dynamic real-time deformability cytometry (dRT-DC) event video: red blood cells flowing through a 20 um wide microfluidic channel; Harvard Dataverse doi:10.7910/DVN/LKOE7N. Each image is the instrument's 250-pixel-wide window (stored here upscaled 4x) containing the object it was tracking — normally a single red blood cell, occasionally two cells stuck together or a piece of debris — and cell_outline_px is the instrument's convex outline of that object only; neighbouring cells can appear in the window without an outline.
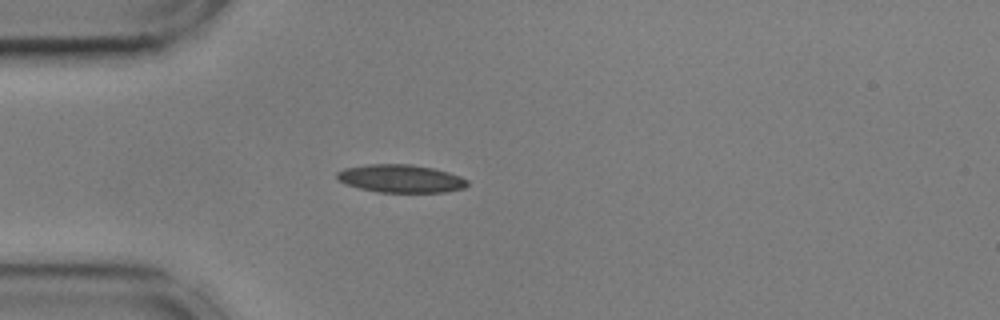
{"species": "common noctule bat (a hibernating species)", "species_latin": "Nyctalus noctula", "temperature_condition": "cold", "stored_images_in_passage": 41, "camera_frame_rate_fps": 3000, "um_per_image_px": 0.085, "animal": {"sex": "male", "body_mass_g": 17.9, "forearm_length_mm": 54.2}, "frame": {"image": 1, "passage_image": 1, "time_ms": 0.0, "image_size_px": [1000, 320], "cell_outline_px": [[468, 184], [464, 188], [448, 192], [376, 192], [360, 188], [336, 180], [336, 172], [344, 168], [368, 164], [412, 164], [432, 168], [448, 172], [460, 176], [468, 180]], "centroid_in_image_um": [34.06, 15.18], "position_along_channel_um": 50.9, "area_um2": 21.33}}
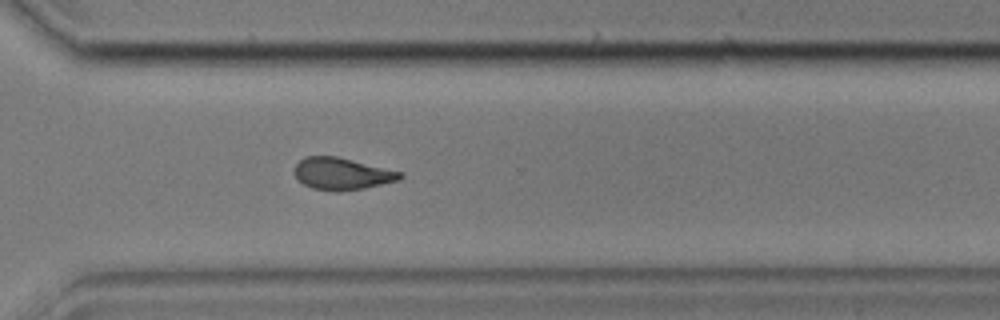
{"frame": {"image": 2, "passage_image": 26, "time_ms": 8.333, "image_size_px": [1000, 320], "cell_outline_px": [[404, 176], [400, 180], [364, 188], [336, 192], [312, 188], [304, 184], [292, 172], [296, 164], [304, 156], [336, 156], [404, 172]], "centroid_in_image_um": [29.08, 14.76], "position_along_channel_um": 341.5, "area_um2": 19.83}}
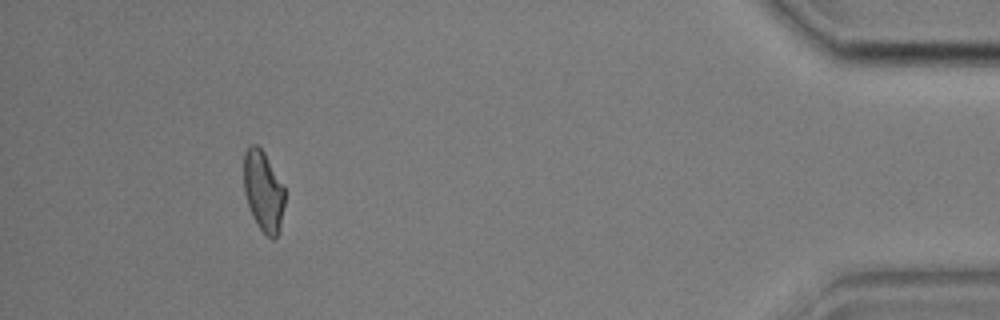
{"frame": {"image": 3, "passage_image": 37, "time_ms": 12.0, "image_size_px": [1000, 320], "cell_outline_px": [[284, 204], [280, 224], [276, 236], [272, 240], [260, 228], [252, 216], [244, 192], [244, 152], [252, 144], [256, 144], [264, 152], [284, 188]], "centroid_in_image_um": [22.36, 16.23], "position_along_channel_um": 412.8, "area_um2": 18.79}, "authors_computed_cell_mechanics": {"area_um2": 19.9988, "velocity_mm_per_s": 3.6029, "shape_relaxation_time_tau1_ms": null, "shape_relaxation_time_tau2_ms": 6.9001, "deformation_change_tau1": null, "deformation_change_tau2": 0.1384}}